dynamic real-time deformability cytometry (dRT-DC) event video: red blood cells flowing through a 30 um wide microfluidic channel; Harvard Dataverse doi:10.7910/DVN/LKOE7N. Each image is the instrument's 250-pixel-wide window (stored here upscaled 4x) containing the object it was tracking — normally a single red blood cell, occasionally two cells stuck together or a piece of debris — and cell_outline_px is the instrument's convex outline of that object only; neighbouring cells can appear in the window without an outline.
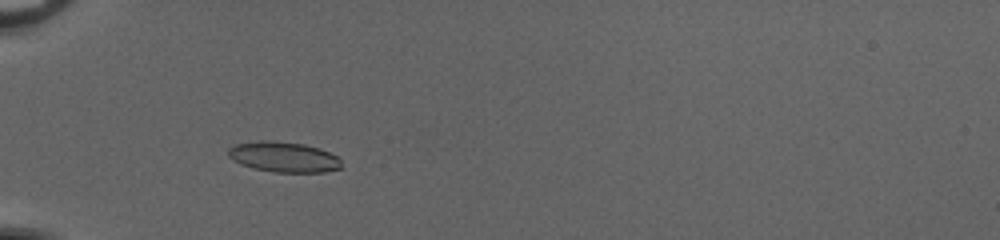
{"species": "common noctule bat (a hibernating species)", "species_latin": "Nyctalus noctula", "temperature_condition": "cold", "stored_images_in_passage": 36, "camera_frame_rate_fps": 3000, "um_per_image_px": 0.085, "animal": {"sex": "female", "body_mass_g": 20.0, "forearm_length_mm": 54.0}, "frame": {"image": 1, "passage_image": 2, "time_ms": 0.333, "image_size_px": [1000, 240], "cell_outline_px": [[340, 168], [324, 172], [276, 172], [252, 168], [240, 164], [232, 160], [228, 156], [228, 148], [236, 144], [260, 140], [268, 140], [304, 144], [320, 148], [336, 156], [340, 160]], "centroid_in_image_um": [24.07, 13.34], "position_along_channel_um": 60.9, "area_um2": 20.0}}
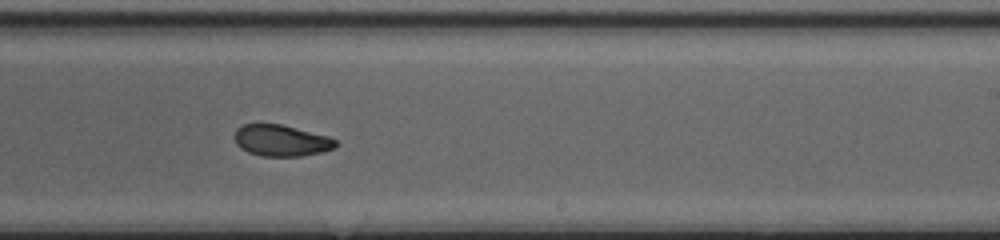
{"frame": {"image": 2, "passage_image": 18, "time_ms": 5.667, "image_size_px": [1000, 240], "cell_outline_px": [[340, 144], [336, 148], [320, 152], [300, 156], [260, 156], [248, 152], [240, 148], [236, 144], [232, 136], [236, 128], [244, 124], [280, 124], [328, 136], [336, 140]], "centroid_in_image_um": [23.88, 11.95], "position_along_channel_um": 265.1, "area_um2": 18.67}}
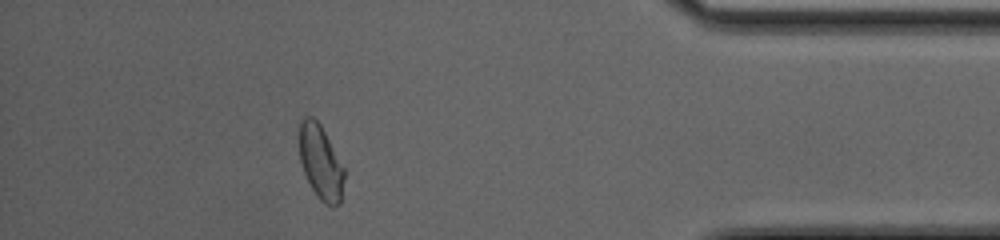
{"frame": {"image": 3, "passage_image": 31, "time_ms": 10.0, "image_size_px": [1000, 240], "cell_outline_px": [[344, 180], [340, 204], [332, 208], [324, 204], [316, 196], [304, 172], [300, 160], [300, 120], [304, 116], [312, 116], [320, 124], [344, 168]], "centroid_in_image_um": [27.26, 13.83], "position_along_channel_um": 407.9, "area_um2": 19.31}, "authors_computed_cell_mechanics": {"area_um2": 19.7098, "velocity_mm_per_s": 4.0583, "shape_relaxation_time_tau1_ms": 9.5052, "shape_relaxation_time_tau2_ms": 1.7415, "deformation_change_tau1": 0.2109, "deformation_change_tau2": 0.0648}}